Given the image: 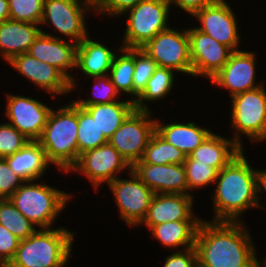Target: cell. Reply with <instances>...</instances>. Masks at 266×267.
Masks as SVG:
<instances>
[{
    "instance_id": "obj_1",
    "label": "cell",
    "mask_w": 266,
    "mask_h": 267,
    "mask_svg": "<svg viewBox=\"0 0 266 267\" xmlns=\"http://www.w3.org/2000/svg\"><path fill=\"white\" fill-rule=\"evenodd\" d=\"M195 248L201 267H256V249L242 221L202 220Z\"/></svg>"
},
{
    "instance_id": "obj_2",
    "label": "cell",
    "mask_w": 266,
    "mask_h": 267,
    "mask_svg": "<svg viewBox=\"0 0 266 267\" xmlns=\"http://www.w3.org/2000/svg\"><path fill=\"white\" fill-rule=\"evenodd\" d=\"M244 151L224 166L217 175L212 196V221L239 222L249 208L258 207L257 169L250 166Z\"/></svg>"
},
{
    "instance_id": "obj_3",
    "label": "cell",
    "mask_w": 266,
    "mask_h": 267,
    "mask_svg": "<svg viewBox=\"0 0 266 267\" xmlns=\"http://www.w3.org/2000/svg\"><path fill=\"white\" fill-rule=\"evenodd\" d=\"M58 110L51 109L41 137L37 140L45 150L50 164L68 173L79 158L78 104H64Z\"/></svg>"
},
{
    "instance_id": "obj_4",
    "label": "cell",
    "mask_w": 266,
    "mask_h": 267,
    "mask_svg": "<svg viewBox=\"0 0 266 267\" xmlns=\"http://www.w3.org/2000/svg\"><path fill=\"white\" fill-rule=\"evenodd\" d=\"M75 233L65 227L38 229L20 240L8 267H64L72 251Z\"/></svg>"
},
{
    "instance_id": "obj_5",
    "label": "cell",
    "mask_w": 266,
    "mask_h": 267,
    "mask_svg": "<svg viewBox=\"0 0 266 267\" xmlns=\"http://www.w3.org/2000/svg\"><path fill=\"white\" fill-rule=\"evenodd\" d=\"M34 182V180L25 181L9 199L35 226L41 229L52 228L56 217L72 199V194L44 182L40 184Z\"/></svg>"
},
{
    "instance_id": "obj_6",
    "label": "cell",
    "mask_w": 266,
    "mask_h": 267,
    "mask_svg": "<svg viewBox=\"0 0 266 267\" xmlns=\"http://www.w3.org/2000/svg\"><path fill=\"white\" fill-rule=\"evenodd\" d=\"M231 99L230 122L235 130L232 139L242 148L241 135L243 134L252 142L266 140L265 86L237 94Z\"/></svg>"
},
{
    "instance_id": "obj_7",
    "label": "cell",
    "mask_w": 266,
    "mask_h": 267,
    "mask_svg": "<svg viewBox=\"0 0 266 267\" xmlns=\"http://www.w3.org/2000/svg\"><path fill=\"white\" fill-rule=\"evenodd\" d=\"M171 4L169 0H144L133 8L128 9L123 48H142L159 32L170 26L169 14Z\"/></svg>"
},
{
    "instance_id": "obj_8",
    "label": "cell",
    "mask_w": 266,
    "mask_h": 267,
    "mask_svg": "<svg viewBox=\"0 0 266 267\" xmlns=\"http://www.w3.org/2000/svg\"><path fill=\"white\" fill-rule=\"evenodd\" d=\"M151 115V110H134L108 139L131 167L142 158L156 131V117L152 120Z\"/></svg>"
},
{
    "instance_id": "obj_9",
    "label": "cell",
    "mask_w": 266,
    "mask_h": 267,
    "mask_svg": "<svg viewBox=\"0 0 266 267\" xmlns=\"http://www.w3.org/2000/svg\"><path fill=\"white\" fill-rule=\"evenodd\" d=\"M91 9L94 10V5L87 0H44L40 25L49 24L66 39L79 44L88 36L85 14L93 12Z\"/></svg>"
},
{
    "instance_id": "obj_10",
    "label": "cell",
    "mask_w": 266,
    "mask_h": 267,
    "mask_svg": "<svg viewBox=\"0 0 266 267\" xmlns=\"http://www.w3.org/2000/svg\"><path fill=\"white\" fill-rule=\"evenodd\" d=\"M143 49L158 64L175 72L192 75V60L187 29L168 28L155 35Z\"/></svg>"
},
{
    "instance_id": "obj_11",
    "label": "cell",
    "mask_w": 266,
    "mask_h": 267,
    "mask_svg": "<svg viewBox=\"0 0 266 267\" xmlns=\"http://www.w3.org/2000/svg\"><path fill=\"white\" fill-rule=\"evenodd\" d=\"M130 179L116 178L108 183L120 217L127 226H139L146 217L154 192L147 187L131 170Z\"/></svg>"
},
{
    "instance_id": "obj_12",
    "label": "cell",
    "mask_w": 266,
    "mask_h": 267,
    "mask_svg": "<svg viewBox=\"0 0 266 267\" xmlns=\"http://www.w3.org/2000/svg\"><path fill=\"white\" fill-rule=\"evenodd\" d=\"M131 171V166L122 157V155L109 143L101 145L98 148L86 151L80 154L76 164L69 172H79L84 174L95 189L101 184L110 183L122 171Z\"/></svg>"
},
{
    "instance_id": "obj_13",
    "label": "cell",
    "mask_w": 266,
    "mask_h": 267,
    "mask_svg": "<svg viewBox=\"0 0 266 267\" xmlns=\"http://www.w3.org/2000/svg\"><path fill=\"white\" fill-rule=\"evenodd\" d=\"M231 8L225 0H216L197 11L192 17L199 20L201 26L196 27L199 31L208 34L232 51H238L241 36H239L236 14Z\"/></svg>"
},
{
    "instance_id": "obj_14",
    "label": "cell",
    "mask_w": 266,
    "mask_h": 267,
    "mask_svg": "<svg viewBox=\"0 0 266 267\" xmlns=\"http://www.w3.org/2000/svg\"><path fill=\"white\" fill-rule=\"evenodd\" d=\"M187 33L190 42L192 76H205L210 80L228 62L233 51L196 27L187 29Z\"/></svg>"
},
{
    "instance_id": "obj_15",
    "label": "cell",
    "mask_w": 266,
    "mask_h": 267,
    "mask_svg": "<svg viewBox=\"0 0 266 267\" xmlns=\"http://www.w3.org/2000/svg\"><path fill=\"white\" fill-rule=\"evenodd\" d=\"M6 113L8 123L14 126L30 141H37L46 126L52 108L36 99L6 94Z\"/></svg>"
},
{
    "instance_id": "obj_16",
    "label": "cell",
    "mask_w": 266,
    "mask_h": 267,
    "mask_svg": "<svg viewBox=\"0 0 266 267\" xmlns=\"http://www.w3.org/2000/svg\"><path fill=\"white\" fill-rule=\"evenodd\" d=\"M256 62V55L251 51H233L228 62L210 79V83L228 89L230 98L254 90L264 85L255 83Z\"/></svg>"
},
{
    "instance_id": "obj_17",
    "label": "cell",
    "mask_w": 266,
    "mask_h": 267,
    "mask_svg": "<svg viewBox=\"0 0 266 267\" xmlns=\"http://www.w3.org/2000/svg\"><path fill=\"white\" fill-rule=\"evenodd\" d=\"M77 46L76 43L67 42L64 38L41 30L27 53L59 69L70 80L73 90L78 84L74 76L67 71L76 69Z\"/></svg>"
},
{
    "instance_id": "obj_18",
    "label": "cell",
    "mask_w": 266,
    "mask_h": 267,
    "mask_svg": "<svg viewBox=\"0 0 266 267\" xmlns=\"http://www.w3.org/2000/svg\"><path fill=\"white\" fill-rule=\"evenodd\" d=\"M33 84L50 92L52 98L72 92L70 80L56 67L42 62L28 53L13 57L7 62Z\"/></svg>"
},
{
    "instance_id": "obj_19",
    "label": "cell",
    "mask_w": 266,
    "mask_h": 267,
    "mask_svg": "<svg viewBox=\"0 0 266 267\" xmlns=\"http://www.w3.org/2000/svg\"><path fill=\"white\" fill-rule=\"evenodd\" d=\"M131 170L155 194H188L184 163L164 165L135 163Z\"/></svg>"
},
{
    "instance_id": "obj_20",
    "label": "cell",
    "mask_w": 266,
    "mask_h": 267,
    "mask_svg": "<svg viewBox=\"0 0 266 267\" xmlns=\"http://www.w3.org/2000/svg\"><path fill=\"white\" fill-rule=\"evenodd\" d=\"M193 195L154 194L146 217L141 222L151 229L164 222L179 220H202L194 215Z\"/></svg>"
},
{
    "instance_id": "obj_21",
    "label": "cell",
    "mask_w": 266,
    "mask_h": 267,
    "mask_svg": "<svg viewBox=\"0 0 266 267\" xmlns=\"http://www.w3.org/2000/svg\"><path fill=\"white\" fill-rule=\"evenodd\" d=\"M38 24L8 19L0 23V55L6 62L27 53L41 33Z\"/></svg>"
},
{
    "instance_id": "obj_22",
    "label": "cell",
    "mask_w": 266,
    "mask_h": 267,
    "mask_svg": "<svg viewBox=\"0 0 266 267\" xmlns=\"http://www.w3.org/2000/svg\"><path fill=\"white\" fill-rule=\"evenodd\" d=\"M118 51L114 52L106 44L87 36L77 46L76 68L88 78L108 75Z\"/></svg>"
},
{
    "instance_id": "obj_23",
    "label": "cell",
    "mask_w": 266,
    "mask_h": 267,
    "mask_svg": "<svg viewBox=\"0 0 266 267\" xmlns=\"http://www.w3.org/2000/svg\"><path fill=\"white\" fill-rule=\"evenodd\" d=\"M243 150L231 137L227 139L212 132L188 156L199 163L208 164L220 171Z\"/></svg>"
},
{
    "instance_id": "obj_24",
    "label": "cell",
    "mask_w": 266,
    "mask_h": 267,
    "mask_svg": "<svg viewBox=\"0 0 266 267\" xmlns=\"http://www.w3.org/2000/svg\"><path fill=\"white\" fill-rule=\"evenodd\" d=\"M10 168L24 181H37L46 173L48 162L45 150L38 141H28L27 144L12 155L5 157ZM49 165V166H48Z\"/></svg>"
},
{
    "instance_id": "obj_25",
    "label": "cell",
    "mask_w": 266,
    "mask_h": 267,
    "mask_svg": "<svg viewBox=\"0 0 266 267\" xmlns=\"http://www.w3.org/2000/svg\"><path fill=\"white\" fill-rule=\"evenodd\" d=\"M156 132L168 143L188 156L212 133L211 129L198 126L194 122L162 124L156 119Z\"/></svg>"
},
{
    "instance_id": "obj_26",
    "label": "cell",
    "mask_w": 266,
    "mask_h": 267,
    "mask_svg": "<svg viewBox=\"0 0 266 267\" xmlns=\"http://www.w3.org/2000/svg\"><path fill=\"white\" fill-rule=\"evenodd\" d=\"M202 220H179L164 222L150 229L152 236L159 240V244L170 247H183L182 250L195 247L198 226Z\"/></svg>"
},
{
    "instance_id": "obj_27",
    "label": "cell",
    "mask_w": 266,
    "mask_h": 267,
    "mask_svg": "<svg viewBox=\"0 0 266 267\" xmlns=\"http://www.w3.org/2000/svg\"><path fill=\"white\" fill-rule=\"evenodd\" d=\"M84 108L96 121L100 132L109 139L113 133L122 125L125 119L135 110L134 102L118 101L109 104H97L91 106H80Z\"/></svg>"
},
{
    "instance_id": "obj_28",
    "label": "cell",
    "mask_w": 266,
    "mask_h": 267,
    "mask_svg": "<svg viewBox=\"0 0 266 267\" xmlns=\"http://www.w3.org/2000/svg\"><path fill=\"white\" fill-rule=\"evenodd\" d=\"M174 70L170 68L157 67L147 82L144 91L134 101L135 110H151L146 101H156L166 97L174 86Z\"/></svg>"
},
{
    "instance_id": "obj_29",
    "label": "cell",
    "mask_w": 266,
    "mask_h": 267,
    "mask_svg": "<svg viewBox=\"0 0 266 267\" xmlns=\"http://www.w3.org/2000/svg\"><path fill=\"white\" fill-rule=\"evenodd\" d=\"M186 154L162 138L156 131L152 134L142 158L136 163L151 165L182 164Z\"/></svg>"
},
{
    "instance_id": "obj_30",
    "label": "cell",
    "mask_w": 266,
    "mask_h": 267,
    "mask_svg": "<svg viewBox=\"0 0 266 267\" xmlns=\"http://www.w3.org/2000/svg\"><path fill=\"white\" fill-rule=\"evenodd\" d=\"M118 49L122 54H115L108 75L119 93L124 92L133 97L134 48L119 46Z\"/></svg>"
},
{
    "instance_id": "obj_31",
    "label": "cell",
    "mask_w": 266,
    "mask_h": 267,
    "mask_svg": "<svg viewBox=\"0 0 266 267\" xmlns=\"http://www.w3.org/2000/svg\"><path fill=\"white\" fill-rule=\"evenodd\" d=\"M0 225L20 240L33 235L38 229L15 207L10 199H0Z\"/></svg>"
},
{
    "instance_id": "obj_32",
    "label": "cell",
    "mask_w": 266,
    "mask_h": 267,
    "mask_svg": "<svg viewBox=\"0 0 266 267\" xmlns=\"http://www.w3.org/2000/svg\"><path fill=\"white\" fill-rule=\"evenodd\" d=\"M78 151L80 154L108 143V139L100 132L96 121L78 105Z\"/></svg>"
},
{
    "instance_id": "obj_33",
    "label": "cell",
    "mask_w": 266,
    "mask_h": 267,
    "mask_svg": "<svg viewBox=\"0 0 266 267\" xmlns=\"http://www.w3.org/2000/svg\"><path fill=\"white\" fill-rule=\"evenodd\" d=\"M134 65L133 98H131L133 102L144 91L147 82L158 67L157 62L141 48H134Z\"/></svg>"
},
{
    "instance_id": "obj_34",
    "label": "cell",
    "mask_w": 266,
    "mask_h": 267,
    "mask_svg": "<svg viewBox=\"0 0 266 267\" xmlns=\"http://www.w3.org/2000/svg\"><path fill=\"white\" fill-rule=\"evenodd\" d=\"M184 168L188 183V195H191L190 192L192 190L201 189V187L209 186L212 183L214 184L219 172L216 168L208 164L199 163L189 156L184 161Z\"/></svg>"
},
{
    "instance_id": "obj_35",
    "label": "cell",
    "mask_w": 266,
    "mask_h": 267,
    "mask_svg": "<svg viewBox=\"0 0 266 267\" xmlns=\"http://www.w3.org/2000/svg\"><path fill=\"white\" fill-rule=\"evenodd\" d=\"M94 87L92 88L93 97L86 99L74 100L79 106H91L97 104H109L118 101V96L121 95L111 82L109 75L93 77Z\"/></svg>"
},
{
    "instance_id": "obj_36",
    "label": "cell",
    "mask_w": 266,
    "mask_h": 267,
    "mask_svg": "<svg viewBox=\"0 0 266 267\" xmlns=\"http://www.w3.org/2000/svg\"><path fill=\"white\" fill-rule=\"evenodd\" d=\"M44 0H9L10 19L40 25Z\"/></svg>"
},
{
    "instance_id": "obj_37",
    "label": "cell",
    "mask_w": 266,
    "mask_h": 267,
    "mask_svg": "<svg viewBox=\"0 0 266 267\" xmlns=\"http://www.w3.org/2000/svg\"><path fill=\"white\" fill-rule=\"evenodd\" d=\"M29 141L10 123L0 124V158L12 155L22 149Z\"/></svg>"
},
{
    "instance_id": "obj_38",
    "label": "cell",
    "mask_w": 266,
    "mask_h": 267,
    "mask_svg": "<svg viewBox=\"0 0 266 267\" xmlns=\"http://www.w3.org/2000/svg\"><path fill=\"white\" fill-rule=\"evenodd\" d=\"M25 181L8 165L5 158H0V199H9Z\"/></svg>"
},
{
    "instance_id": "obj_39",
    "label": "cell",
    "mask_w": 266,
    "mask_h": 267,
    "mask_svg": "<svg viewBox=\"0 0 266 267\" xmlns=\"http://www.w3.org/2000/svg\"><path fill=\"white\" fill-rule=\"evenodd\" d=\"M144 0H99L94 5V10L97 14H105L104 16L123 15L128 9L133 8Z\"/></svg>"
},
{
    "instance_id": "obj_40",
    "label": "cell",
    "mask_w": 266,
    "mask_h": 267,
    "mask_svg": "<svg viewBox=\"0 0 266 267\" xmlns=\"http://www.w3.org/2000/svg\"><path fill=\"white\" fill-rule=\"evenodd\" d=\"M179 250L166 257L163 267H195L197 264L196 248Z\"/></svg>"
},
{
    "instance_id": "obj_41",
    "label": "cell",
    "mask_w": 266,
    "mask_h": 267,
    "mask_svg": "<svg viewBox=\"0 0 266 267\" xmlns=\"http://www.w3.org/2000/svg\"><path fill=\"white\" fill-rule=\"evenodd\" d=\"M20 239L0 225V256L9 263L14 257Z\"/></svg>"
},
{
    "instance_id": "obj_42",
    "label": "cell",
    "mask_w": 266,
    "mask_h": 267,
    "mask_svg": "<svg viewBox=\"0 0 266 267\" xmlns=\"http://www.w3.org/2000/svg\"><path fill=\"white\" fill-rule=\"evenodd\" d=\"M216 0H169L170 4L177 5L190 15H194L197 11L201 10L207 5L212 4Z\"/></svg>"
},
{
    "instance_id": "obj_43",
    "label": "cell",
    "mask_w": 266,
    "mask_h": 267,
    "mask_svg": "<svg viewBox=\"0 0 266 267\" xmlns=\"http://www.w3.org/2000/svg\"><path fill=\"white\" fill-rule=\"evenodd\" d=\"M257 191H258V208H264V206L262 207V205L260 204L259 201V195L262 194L261 191H265L266 193V170H257Z\"/></svg>"
},
{
    "instance_id": "obj_44",
    "label": "cell",
    "mask_w": 266,
    "mask_h": 267,
    "mask_svg": "<svg viewBox=\"0 0 266 267\" xmlns=\"http://www.w3.org/2000/svg\"><path fill=\"white\" fill-rule=\"evenodd\" d=\"M10 19L9 0H0V23Z\"/></svg>"
},
{
    "instance_id": "obj_45",
    "label": "cell",
    "mask_w": 266,
    "mask_h": 267,
    "mask_svg": "<svg viewBox=\"0 0 266 267\" xmlns=\"http://www.w3.org/2000/svg\"><path fill=\"white\" fill-rule=\"evenodd\" d=\"M260 260L257 258L256 259V267H262L261 263L263 264V267H266V257L265 260L263 262H259Z\"/></svg>"
},
{
    "instance_id": "obj_46",
    "label": "cell",
    "mask_w": 266,
    "mask_h": 267,
    "mask_svg": "<svg viewBox=\"0 0 266 267\" xmlns=\"http://www.w3.org/2000/svg\"><path fill=\"white\" fill-rule=\"evenodd\" d=\"M0 267H8V263L0 256Z\"/></svg>"
},
{
    "instance_id": "obj_47",
    "label": "cell",
    "mask_w": 266,
    "mask_h": 267,
    "mask_svg": "<svg viewBox=\"0 0 266 267\" xmlns=\"http://www.w3.org/2000/svg\"><path fill=\"white\" fill-rule=\"evenodd\" d=\"M89 1L90 3H92L93 5H95L99 0H87Z\"/></svg>"
}]
</instances>
